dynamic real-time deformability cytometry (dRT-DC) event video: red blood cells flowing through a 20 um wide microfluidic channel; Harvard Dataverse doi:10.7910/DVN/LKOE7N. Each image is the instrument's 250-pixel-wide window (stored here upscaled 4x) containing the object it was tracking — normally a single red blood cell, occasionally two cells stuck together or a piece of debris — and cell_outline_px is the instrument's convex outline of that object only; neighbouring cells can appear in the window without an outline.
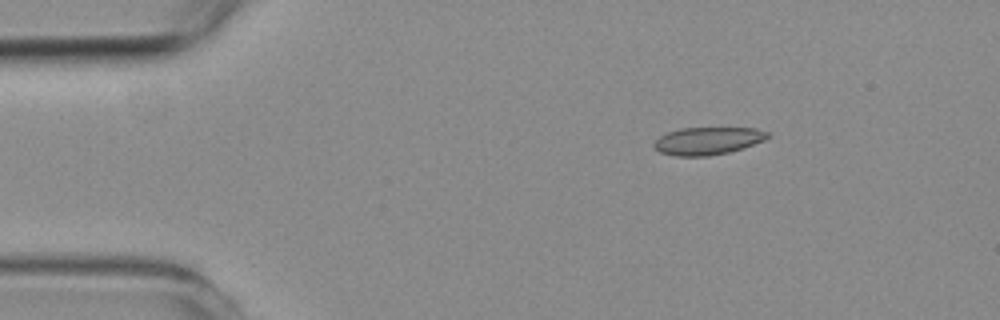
{"species": "common noctule bat (a hibernating species)", "species_latin": "Nyctalus noctula", "temperature_condition": "room temperature", "stored_images_in_passage": 5, "camera_frame_rate_fps": 3000, "um_per_image_px": 0.085, "animal": {"sex": "female", "body_mass_g": 19.3, "forearm_length_mm": 54.1}, "frame": {"image": 1, "passage_image": 3, "time_ms": 2.333, "image_size_px": [1000, 320], "cell_outline_px": [[768, 136], [764, 140], [728, 152], [708, 156], [676, 156], [660, 152], [652, 144], [660, 136], [668, 132], [680, 128], [756, 128], [768, 132]], "centroid_in_image_um": [60.12, 11.97], "position_along_channel_um": 24.9, "area_um2": 17.98}}